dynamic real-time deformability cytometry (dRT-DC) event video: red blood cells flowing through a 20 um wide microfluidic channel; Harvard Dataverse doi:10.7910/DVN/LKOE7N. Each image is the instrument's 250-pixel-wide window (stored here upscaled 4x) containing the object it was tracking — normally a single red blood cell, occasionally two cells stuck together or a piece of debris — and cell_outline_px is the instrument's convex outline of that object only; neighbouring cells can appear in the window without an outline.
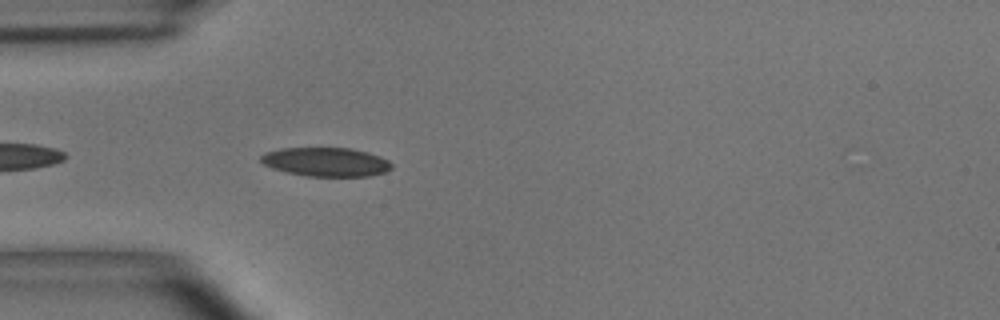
{"species": "common noctule bat (a hibernating species)", "species_latin": "Nyctalus noctula", "temperature_condition": "room temperature", "stored_images_in_passage": 6, "camera_frame_rate_fps": 3000, "um_per_image_px": 0.085, "animal": {"sex": "male", "body_mass_g": 15.6}, "frame": {"image": 1, "passage_image": 3, "time_ms": 0.667, "image_size_px": [1000, 320], "cell_outline_px": [[392, 168], [384, 172], [372, 176], [308, 176], [284, 172], [272, 168], [264, 164], [260, 160], [260, 156], [264, 152], [280, 148], [352, 148], [368, 152], [380, 156], [388, 160], [392, 164]], "centroid_in_image_um": [27.7, 13.76], "position_along_channel_um": 57.3, "area_um2": 22.2}}